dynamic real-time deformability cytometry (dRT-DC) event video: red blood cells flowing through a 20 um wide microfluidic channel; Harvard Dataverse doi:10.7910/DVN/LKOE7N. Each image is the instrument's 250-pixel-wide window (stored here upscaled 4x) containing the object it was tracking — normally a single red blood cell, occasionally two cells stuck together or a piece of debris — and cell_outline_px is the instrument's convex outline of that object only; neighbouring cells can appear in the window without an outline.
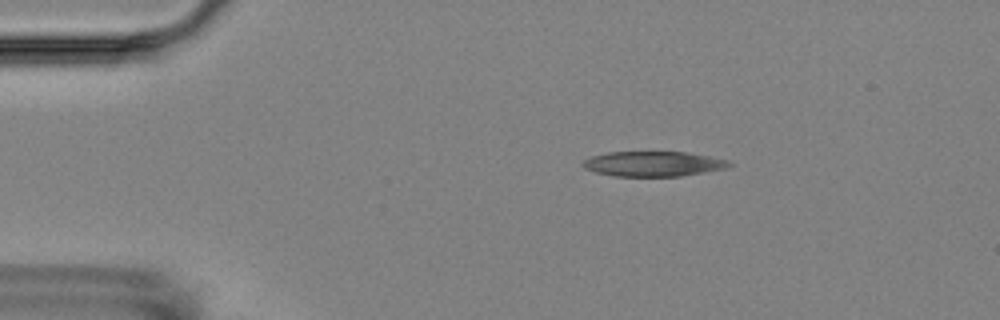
{"species": "Egyptian fruit bat (a non-hibernating species)", "species_latin": "Rousettus aegyptiacus", "temperature_condition": "room temperature", "stored_images_in_passage": 4, "camera_frame_rate_fps": 3000, "um_per_image_px": 0.085, "animal": {"sex": "female"}, "frame": {"image": 1, "passage_image": 1, "time_ms": 0.0, "image_size_px": [1000, 320], "cell_outline_px": [[732, 164], [724, 168], [704, 172], [680, 176], [612, 176], [596, 172], [584, 168], [580, 164], [584, 160], [592, 156], [608, 152], [688, 152], [728, 160]], "centroid_in_image_um": [55.48, 13.92], "position_along_channel_um": 29.5, "area_um2": 21.21}}